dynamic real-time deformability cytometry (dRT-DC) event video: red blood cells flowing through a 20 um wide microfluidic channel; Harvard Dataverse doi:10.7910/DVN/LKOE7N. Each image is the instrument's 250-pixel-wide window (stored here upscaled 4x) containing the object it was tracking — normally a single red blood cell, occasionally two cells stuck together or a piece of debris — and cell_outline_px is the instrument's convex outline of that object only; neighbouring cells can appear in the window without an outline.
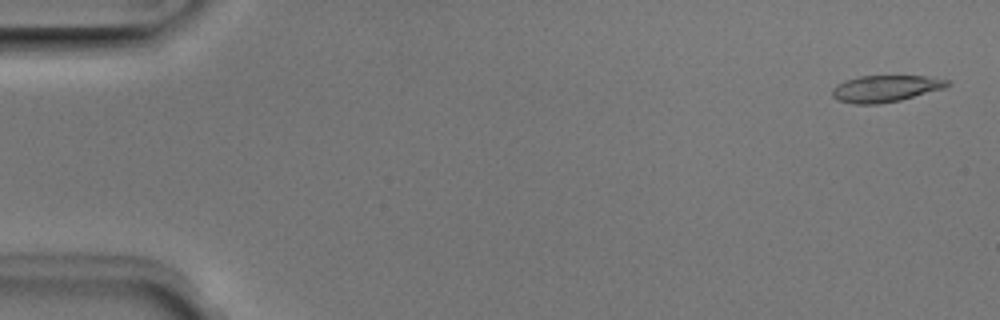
{"species": "Egyptian fruit bat (a non-hibernating species)", "species_latin": "Rousettus aegyptiacus", "temperature_condition": "room temperature", "stored_images_in_passage": 48, "camera_frame_rate_fps": 3000, "um_per_image_px": 0.085, "animal": {"sex": "male"}, "frame": {"image": 1, "passage_image": 1, "time_ms": 0.0, "image_size_px": [1000, 320], "cell_outline_px": [[948, 84], [944, 88], [900, 100], [876, 104], [852, 104], [836, 100], [832, 96], [832, 88], [836, 84], [860, 76], [924, 76], [948, 80]], "centroid_in_image_um": [75.2, 7.54], "position_along_channel_um": 9.8, "area_um2": 17.69}}
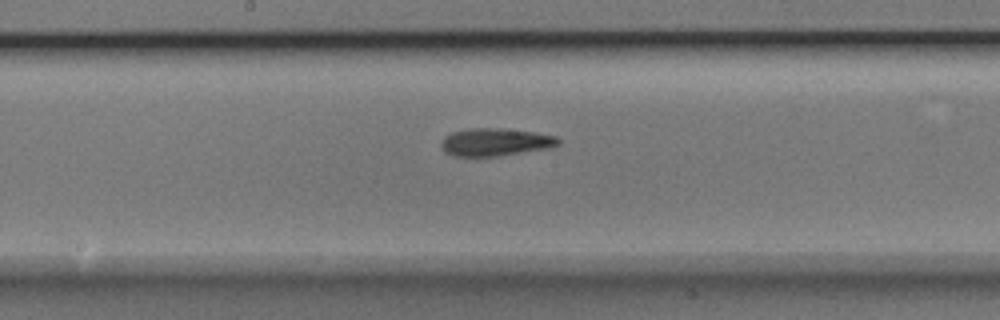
{"frame": {"image": 2, "passage_image": 26, "time_ms": 8.333, "image_size_px": [1000, 320], "cell_outline_px": [[560, 144], [548, 148], [496, 156], [452, 156], [444, 152], [440, 144], [440, 140], [444, 136], [452, 132], [468, 128], [500, 128], [532, 132], [556, 136], [560, 140]], "centroid_in_image_um": [42.04, 12.07], "position_along_channel_um": 206.2, "area_um2": 18.9}}
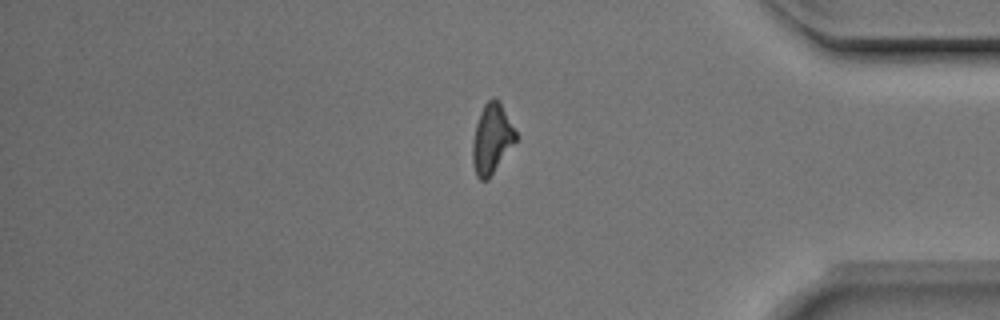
{"frame": {"image": 3, "passage_image": 42, "time_ms": 13.667, "image_size_px": [1000, 320], "cell_outline_px": [[516, 140], [488, 180], [480, 180], [476, 176], [472, 164], [472, 140], [476, 124], [480, 112], [484, 104], [492, 96], [500, 100], [516, 132]], "centroid_in_image_um": [41.77, 11.78], "position_along_channel_um": 393.4, "area_um2": 17.63}, "authors_computed_cell_mechanics": {"area_um2": 18.207, "velocity_mm_per_s": 3.976, "shape_relaxation_time_tau1_ms": 5.1469, "shape_relaxation_time_tau2_ms": 4.0764, "deformation_change_tau1": 0.1523, "deformation_change_tau2": 0.1448}}